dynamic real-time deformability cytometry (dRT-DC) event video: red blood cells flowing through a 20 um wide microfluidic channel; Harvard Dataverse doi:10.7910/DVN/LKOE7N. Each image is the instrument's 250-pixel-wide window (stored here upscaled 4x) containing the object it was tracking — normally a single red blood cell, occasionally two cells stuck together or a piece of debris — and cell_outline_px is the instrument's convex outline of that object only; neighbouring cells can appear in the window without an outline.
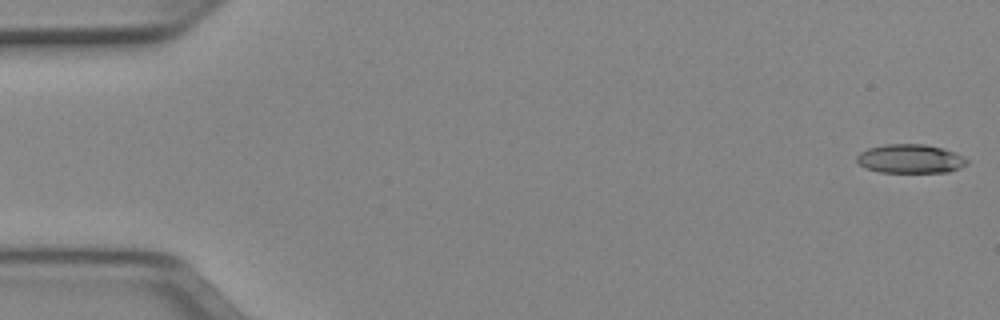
{"species": "Egyptian fruit bat (a non-hibernating species)", "species_latin": "Rousettus aegyptiacus", "temperature_condition": "cold", "stored_images_in_passage": 51, "camera_frame_rate_fps": 3000, "um_per_image_px": 0.085, "animal": {"sex": "female"}, "frame": {"image": 1, "passage_image": 1, "time_ms": 0.0, "image_size_px": [1000, 320], "cell_outline_px": [[968, 164], [960, 168], [948, 172], [880, 172], [868, 168], [860, 164], [856, 160], [856, 156], [860, 152], [868, 148], [884, 144], [924, 144], [944, 148], [956, 152], [964, 156], [968, 160]], "centroid_in_image_um": [77.42, 13.48], "position_along_channel_um": 7.6, "area_um2": 18.67}}
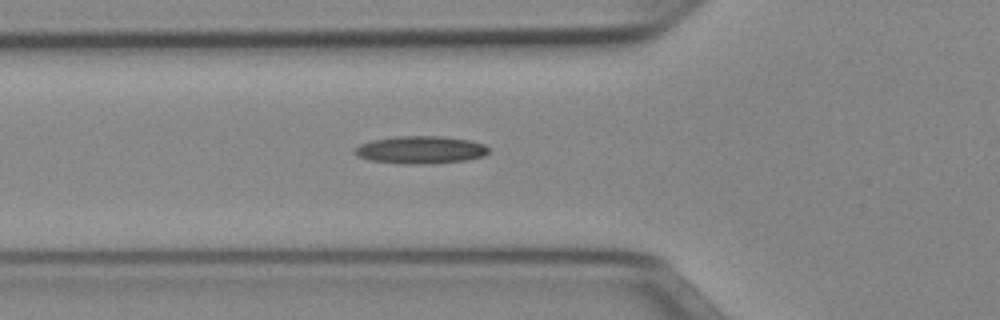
{"frame": {"image": 2, "passage_image": 18, "time_ms": 5.667, "image_size_px": [1000, 320], "cell_outline_px": [[488, 152], [484, 156], [464, 160], [428, 164], [400, 164], [368, 160], [360, 156], [352, 148], [360, 144], [372, 140], [396, 136], [444, 136], [468, 140], [484, 144], [488, 148]], "centroid_in_image_um": [35.73, 12.73], "position_along_channel_um": 90.1, "area_um2": 21.56}}
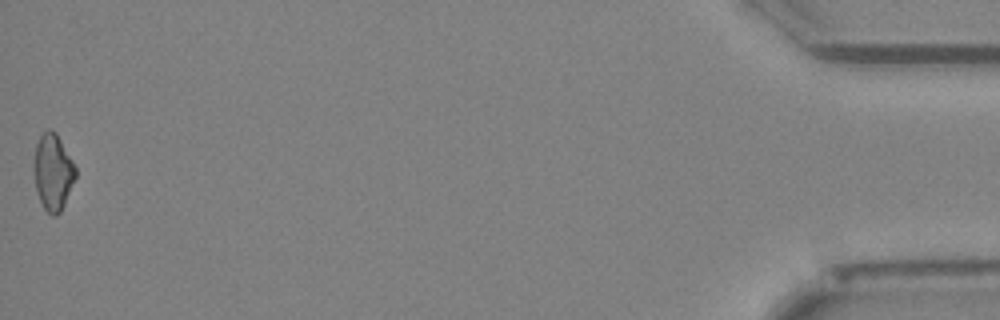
{"frame": {"image": 3, "passage_image": 51, "time_ms": 16.667, "image_size_px": [1000, 320], "cell_outline_px": [[76, 176], [64, 204], [60, 212], [56, 216], [52, 216], [44, 208], [40, 200], [36, 188], [36, 144], [40, 136], [48, 128], [52, 128], [56, 132], [72, 160], [76, 168]], "centroid_in_image_um": [4.54, 14.62], "position_along_channel_um": 430.7, "area_um2": 17.92}}